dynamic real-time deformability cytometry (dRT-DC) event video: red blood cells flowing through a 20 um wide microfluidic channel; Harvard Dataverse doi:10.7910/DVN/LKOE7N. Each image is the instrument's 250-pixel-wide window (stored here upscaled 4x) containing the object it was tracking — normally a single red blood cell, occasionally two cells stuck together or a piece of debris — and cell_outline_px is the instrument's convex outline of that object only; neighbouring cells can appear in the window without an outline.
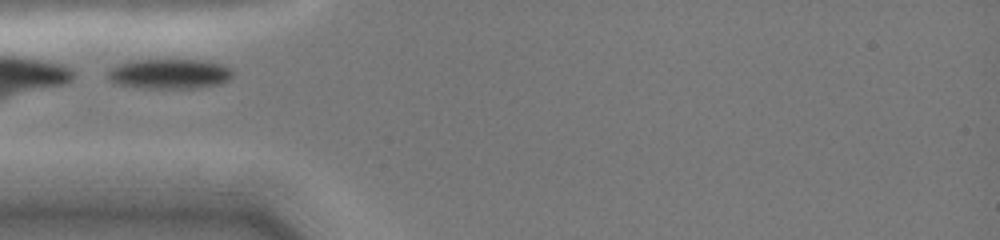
{"species": "common noctule bat (a hibernating species)", "species_latin": "Nyctalus noctula", "temperature_condition": "cold", "stored_images_in_passage": 19, "camera_frame_rate_fps": 3000, "um_per_image_px": 0.085, "animal": {"sex": "female", "body_mass_g": 19.0, "forearm_length_mm": 51.5}, "frame": {"image": 1, "passage_image": 1, "time_ms": 0.0, "image_size_px": [1000, 240], "cell_outline_px": [[232, 76], [228, 80], [220, 84], [196, 88], [144, 88], [116, 84], [108, 76], [108, 72], [112, 68], [120, 64], [132, 60], [200, 60], [220, 64], [232, 68]], "centroid_in_image_um": [14.44, 6.28], "position_along_channel_um": 70.6, "area_um2": 21.62}}
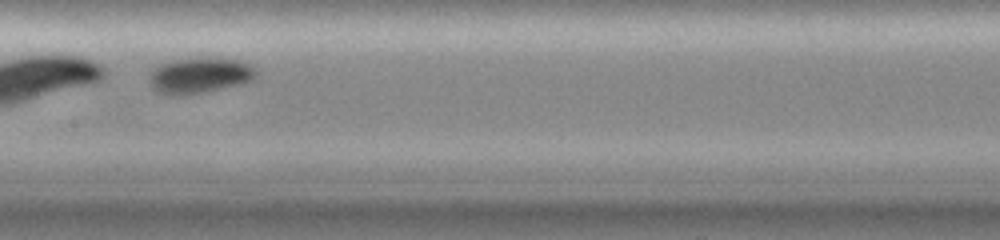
{"frame": {"image": 2, "passage_image": 9, "time_ms": 3.0, "image_size_px": [1000, 240], "cell_outline_px": [[256, 76], [240, 84], [204, 92], [184, 96], [168, 96], [152, 88], [148, 80], [152, 72], [160, 64], [172, 60], [196, 56], [228, 56], [252, 64], [256, 68]], "centroid_in_image_um": [16.99, 6.36], "position_along_channel_um": 190.4, "area_um2": 23.06}}
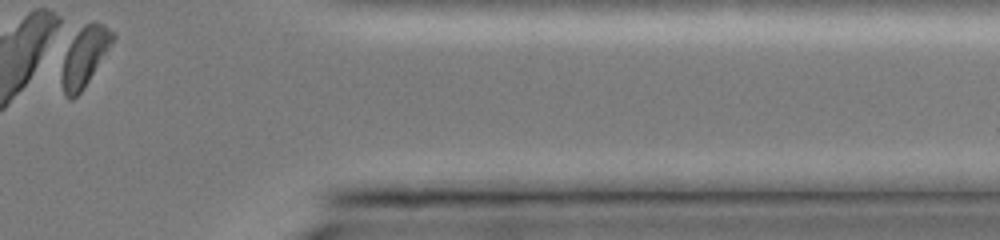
{"frame": {"image": 3, "passage_image": 19, "time_ms": 8.667, "image_size_px": [1000, 240], "cell_outline_px": [[116, 36], [88, 80], [80, 92], [72, 100], [68, 100], [64, 96], [60, 80], [60, 76], [64, 56], [72, 40], [80, 28], [84, 24], [100, 24], [116, 32]], "centroid_in_image_um": [7.15, 4.87], "position_along_channel_um": 404.3, "area_um2": 17.11}}